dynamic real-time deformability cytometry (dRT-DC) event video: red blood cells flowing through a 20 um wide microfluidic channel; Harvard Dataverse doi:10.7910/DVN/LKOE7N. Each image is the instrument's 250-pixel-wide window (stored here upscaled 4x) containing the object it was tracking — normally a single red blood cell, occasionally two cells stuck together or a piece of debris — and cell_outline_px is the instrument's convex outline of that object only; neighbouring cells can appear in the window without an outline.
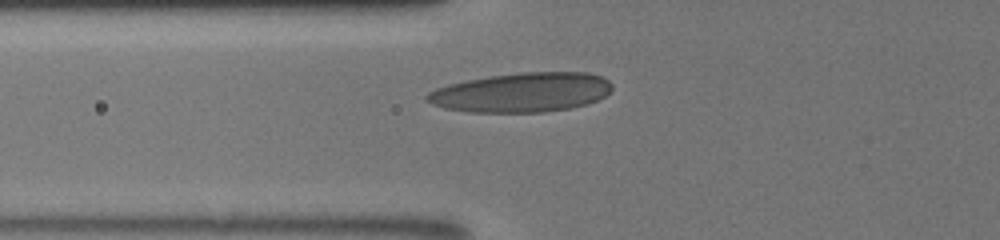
{"species": "human", "species_latin": "Homo sapiens", "temperature_condition": "room temperature", "stored_images_in_passage": 4, "camera_frame_rate_fps": 3000, "um_per_image_px": 0.085, "donor": {"sex": "male"}, "frame": {"image": 1, "passage_image": 4, "time_ms": 2.333, "image_size_px": [1000, 240], "cell_outline_px": [[612, 88], [604, 96], [588, 104], [568, 108], [544, 112], [468, 112], [444, 108], [432, 104], [424, 100], [424, 96], [428, 92], [436, 88], [448, 84], [468, 80], [492, 76], [520, 72], [588, 72], [600, 76], [608, 80], [612, 84]], "centroid_in_image_um": [44.31, 7.85], "position_along_channel_um": 81.5, "area_um2": 42.54}}